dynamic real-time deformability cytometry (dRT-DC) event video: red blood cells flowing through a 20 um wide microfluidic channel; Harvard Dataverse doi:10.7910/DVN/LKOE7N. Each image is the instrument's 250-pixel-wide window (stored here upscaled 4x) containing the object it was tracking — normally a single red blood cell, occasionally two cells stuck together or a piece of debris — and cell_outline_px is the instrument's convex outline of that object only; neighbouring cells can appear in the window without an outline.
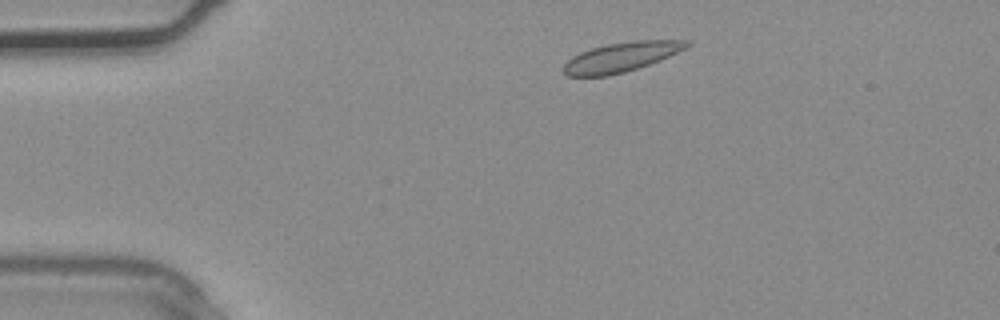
{"species": "common noctule bat (a hibernating species)", "species_latin": "Nyctalus noctula", "temperature_condition": "warm", "stored_images_in_passage": 1, "camera_frame_rate_fps": 3000, "um_per_image_px": 0.085, "animal": {"sex": "male", "body_mass_g": 20.4}, "frame": {"image": 1, "passage_image": 1, "time_ms": 0.0, "image_size_px": [1000, 320], "cell_outline_px": [[692, 44], [688, 48], [660, 60], [624, 72], [608, 76], [568, 76], [560, 68], [572, 56], [580, 52], [592, 48], [608, 44], [632, 40], [688, 40]], "centroid_in_image_um": [52.81, 4.84], "position_along_channel_um": 32.2, "area_um2": 21.27}}